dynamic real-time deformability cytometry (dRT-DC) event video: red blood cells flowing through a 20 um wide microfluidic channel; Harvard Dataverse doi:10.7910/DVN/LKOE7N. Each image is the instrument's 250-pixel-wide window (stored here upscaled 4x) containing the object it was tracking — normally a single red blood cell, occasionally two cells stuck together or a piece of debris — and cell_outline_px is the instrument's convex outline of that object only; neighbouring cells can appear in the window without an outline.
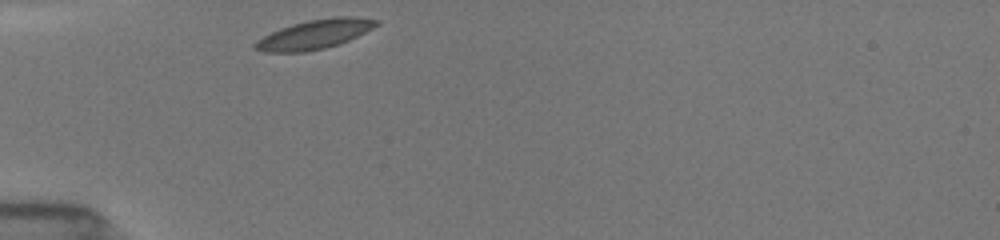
{"species": "common noctule bat (a hibernating species)", "species_latin": "Nyctalus noctula", "temperature_condition": "room temperature", "stored_images_in_passage": 25, "camera_frame_rate_fps": 3000, "um_per_image_px": 0.085, "animal": {"sex": "female", "body_mass_g": 19.5, "forearm_length_mm": 54.1}, "frame": {"image": 1, "passage_image": 1, "time_ms": 0.0, "image_size_px": [1000, 240], "cell_outline_px": [[380, 24], [340, 44], [324, 48], [304, 52], [264, 52], [256, 48], [252, 44], [256, 40], [280, 28], [292, 24], [308, 20], [332, 16], [352, 16], [380, 20]], "centroid_in_image_um": [26.75, 2.9], "position_along_channel_um": 58.2, "area_um2": 20.63}}
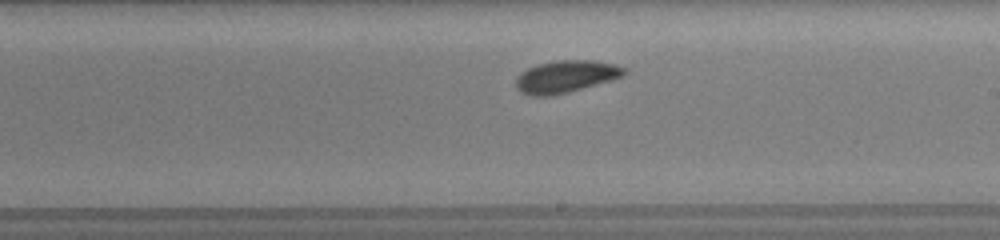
{"frame": {"image": 2, "passage_image": 14, "time_ms": 5.0, "image_size_px": [1000, 240], "cell_outline_px": [[628, 72], [624, 76], [612, 80], [568, 92], [552, 96], [532, 96], [520, 92], [516, 88], [516, 76], [520, 72], [528, 68], [540, 64], [556, 60], [596, 60], [616, 64], [628, 68]], "centroid_in_image_um": [48.13, 6.5], "position_along_channel_um": 240.9, "area_um2": 20.63}}
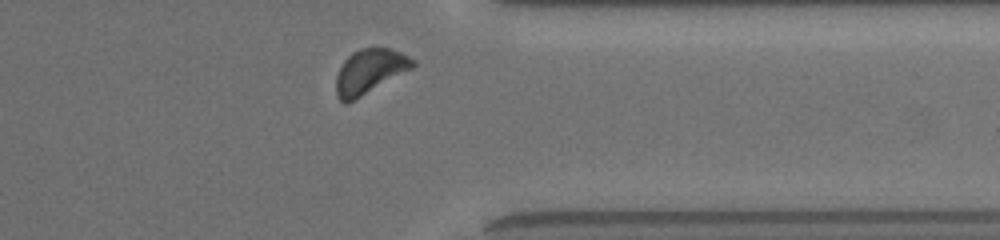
{"frame": {"image": 3, "passage_image": 23, "time_ms": 8.667, "image_size_px": [1000, 240], "cell_outline_px": [[416, 64], [412, 68], [348, 104], [344, 104], [336, 96], [336, 76], [344, 60], [352, 52], [360, 48], [372, 44], [388, 48], [400, 52], [416, 60]], "centroid_in_image_um": [31.4, 6.04], "position_along_channel_um": 380.0, "area_um2": 20.29}, "authors_computed_cell_mechanics": {"area_um2": 19.8832, "velocity_mm_per_s": 3.8661, "shape_relaxation_time_tau1_ms": 1.1377, "shape_relaxation_time_tau2_ms": 6.4002, "deformation_change_tau1": 0.058, "deformation_change_tau2": 0.0962}}